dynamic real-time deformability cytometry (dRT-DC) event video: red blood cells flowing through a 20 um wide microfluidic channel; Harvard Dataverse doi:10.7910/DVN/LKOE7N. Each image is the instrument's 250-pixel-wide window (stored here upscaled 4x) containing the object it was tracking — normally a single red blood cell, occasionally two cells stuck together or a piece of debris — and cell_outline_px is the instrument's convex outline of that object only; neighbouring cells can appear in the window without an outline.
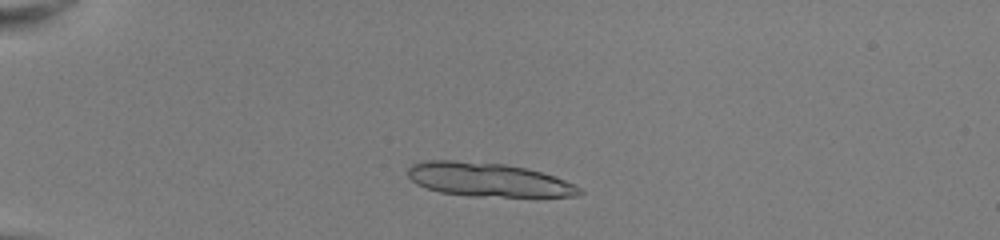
{"species": "common noctule bat (a hibernating species)", "species_latin": "Nyctalus noctula", "temperature_condition": "room temperature", "stored_images_in_passage": 45, "segment_of_instrument_passage": [1, 2], "camera_frame_rate_fps": 3000, "um_per_image_px": 0.085, "animal": {"sex": "female", "body_mass_g": 22.0, "forearm_length_mm": 56.7}, "frame": {"image": 1, "passage_image": 7, "time_ms": 2.0, "image_size_px": [1000, 240], "cell_outline_px": [[584, 192], [580, 196], [468, 196], [440, 192], [416, 184], [408, 176], [408, 168], [412, 164], [428, 160], [452, 160], [504, 164], [524, 168], [540, 172], [564, 180], [580, 188]], "centroid_in_image_um": [41.46, 15.28], "position_along_channel_um": 43.5, "area_um2": 33.41}}